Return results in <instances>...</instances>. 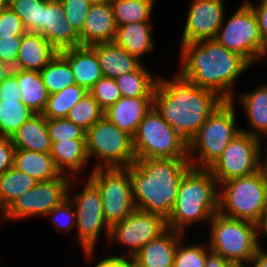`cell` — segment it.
Returning a JSON list of instances; mask_svg holds the SVG:
<instances>
[{
  "instance_id": "15",
  "label": "cell",
  "mask_w": 267,
  "mask_h": 267,
  "mask_svg": "<svg viewBox=\"0 0 267 267\" xmlns=\"http://www.w3.org/2000/svg\"><path fill=\"white\" fill-rule=\"evenodd\" d=\"M167 229L163 217L135 209L123 220L111 225L108 241L112 244L118 241V244L125 245L128 248L127 254L120 257L132 259L147 243L158 238Z\"/></svg>"
},
{
  "instance_id": "9",
  "label": "cell",
  "mask_w": 267,
  "mask_h": 267,
  "mask_svg": "<svg viewBox=\"0 0 267 267\" xmlns=\"http://www.w3.org/2000/svg\"><path fill=\"white\" fill-rule=\"evenodd\" d=\"M89 160L95 156L98 168H127L135 162L132 137L105 116L86 131Z\"/></svg>"
},
{
  "instance_id": "48",
  "label": "cell",
  "mask_w": 267,
  "mask_h": 267,
  "mask_svg": "<svg viewBox=\"0 0 267 267\" xmlns=\"http://www.w3.org/2000/svg\"><path fill=\"white\" fill-rule=\"evenodd\" d=\"M94 267H132V259L113 255L103 258Z\"/></svg>"
},
{
  "instance_id": "38",
  "label": "cell",
  "mask_w": 267,
  "mask_h": 267,
  "mask_svg": "<svg viewBox=\"0 0 267 267\" xmlns=\"http://www.w3.org/2000/svg\"><path fill=\"white\" fill-rule=\"evenodd\" d=\"M182 240L176 249L173 267H205L207 254L211 251L208 245H184Z\"/></svg>"
},
{
  "instance_id": "32",
  "label": "cell",
  "mask_w": 267,
  "mask_h": 267,
  "mask_svg": "<svg viewBox=\"0 0 267 267\" xmlns=\"http://www.w3.org/2000/svg\"><path fill=\"white\" fill-rule=\"evenodd\" d=\"M40 75L49 95L76 84L69 62L60 53L40 71Z\"/></svg>"
},
{
  "instance_id": "54",
  "label": "cell",
  "mask_w": 267,
  "mask_h": 267,
  "mask_svg": "<svg viewBox=\"0 0 267 267\" xmlns=\"http://www.w3.org/2000/svg\"><path fill=\"white\" fill-rule=\"evenodd\" d=\"M230 267H253L252 263L251 262H247L246 263H231L230 264Z\"/></svg>"
},
{
  "instance_id": "5",
  "label": "cell",
  "mask_w": 267,
  "mask_h": 267,
  "mask_svg": "<svg viewBox=\"0 0 267 267\" xmlns=\"http://www.w3.org/2000/svg\"><path fill=\"white\" fill-rule=\"evenodd\" d=\"M234 102L224 101L189 141L188 159L192 167L209 169L241 131L236 125Z\"/></svg>"
},
{
  "instance_id": "41",
  "label": "cell",
  "mask_w": 267,
  "mask_h": 267,
  "mask_svg": "<svg viewBox=\"0 0 267 267\" xmlns=\"http://www.w3.org/2000/svg\"><path fill=\"white\" fill-rule=\"evenodd\" d=\"M47 216L51 217L54 228L57 227L56 229L63 233L70 232L76 225V211L69 198L56 206Z\"/></svg>"
},
{
  "instance_id": "57",
  "label": "cell",
  "mask_w": 267,
  "mask_h": 267,
  "mask_svg": "<svg viewBox=\"0 0 267 267\" xmlns=\"http://www.w3.org/2000/svg\"><path fill=\"white\" fill-rule=\"evenodd\" d=\"M132 267H137L133 260H132Z\"/></svg>"
},
{
  "instance_id": "25",
  "label": "cell",
  "mask_w": 267,
  "mask_h": 267,
  "mask_svg": "<svg viewBox=\"0 0 267 267\" xmlns=\"http://www.w3.org/2000/svg\"><path fill=\"white\" fill-rule=\"evenodd\" d=\"M149 22H134L118 26L113 42L142 61L143 55L152 53L155 47L151 33L152 25Z\"/></svg>"
},
{
  "instance_id": "18",
  "label": "cell",
  "mask_w": 267,
  "mask_h": 267,
  "mask_svg": "<svg viewBox=\"0 0 267 267\" xmlns=\"http://www.w3.org/2000/svg\"><path fill=\"white\" fill-rule=\"evenodd\" d=\"M153 106L154 96L121 97L104 111V116L133 137L138 125Z\"/></svg>"
},
{
  "instance_id": "7",
  "label": "cell",
  "mask_w": 267,
  "mask_h": 267,
  "mask_svg": "<svg viewBox=\"0 0 267 267\" xmlns=\"http://www.w3.org/2000/svg\"><path fill=\"white\" fill-rule=\"evenodd\" d=\"M208 225L211 228L208 246L212 252L230 263H247L255 257L260 248L256 223L217 212Z\"/></svg>"
},
{
  "instance_id": "31",
  "label": "cell",
  "mask_w": 267,
  "mask_h": 267,
  "mask_svg": "<svg viewBox=\"0 0 267 267\" xmlns=\"http://www.w3.org/2000/svg\"><path fill=\"white\" fill-rule=\"evenodd\" d=\"M159 76L154 77L142 64L137 70L115 78L122 97L154 96Z\"/></svg>"
},
{
  "instance_id": "28",
  "label": "cell",
  "mask_w": 267,
  "mask_h": 267,
  "mask_svg": "<svg viewBox=\"0 0 267 267\" xmlns=\"http://www.w3.org/2000/svg\"><path fill=\"white\" fill-rule=\"evenodd\" d=\"M239 102L247 115L250 130L240 129L258 138L267 135V84L258 86L256 90L240 95Z\"/></svg>"
},
{
  "instance_id": "52",
  "label": "cell",
  "mask_w": 267,
  "mask_h": 267,
  "mask_svg": "<svg viewBox=\"0 0 267 267\" xmlns=\"http://www.w3.org/2000/svg\"><path fill=\"white\" fill-rule=\"evenodd\" d=\"M12 69L8 64L0 61V83L6 79V77L12 72Z\"/></svg>"
},
{
  "instance_id": "37",
  "label": "cell",
  "mask_w": 267,
  "mask_h": 267,
  "mask_svg": "<svg viewBox=\"0 0 267 267\" xmlns=\"http://www.w3.org/2000/svg\"><path fill=\"white\" fill-rule=\"evenodd\" d=\"M46 0H8L7 6L21 19L26 31L39 34L42 4Z\"/></svg>"
},
{
  "instance_id": "44",
  "label": "cell",
  "mask_w": 267,
  "mask_h": 267,
  "mask_svg": "<svg viewBox=\"0 0 267 267\" xmlns=\"http://www.w3.org/2000/svg\"><path fill=\"white\" fill-rule=\"evenodd\" d=\"M22 35L0 38V61L11 68L16 66Z\"/></svg>"
},
{
  "instance_id": "19",
  "label": "cell",
  "mask_w": 267,
  "mask_h": 267,
  "mask_svg": "<svg viewBox=\"0 0 267 267\" xmlns=\"http://www.w3.org/2000/svg\"><path fill=\"white\" fill-rule=\"evenodd\" d=\"M117 30L111 3L91 4L85 17L80 45L113 42Z\"/></svg>"
},
{
  "instance_id": "47",
  "label": "cell",
  "mask_w": 267,
  "mask_h": 267,
  "mask_svg": "<svg viewBox=\"0 0 267 267\" xmlns=\"http://www.w3.org/2000/svg\"><path fill=\"white\" fill-rule=\"evenodd\" d=\"M244 2L253 9L259 24L261 38L267 47V0H260V3L256 6L252 3V1L245 0ZM266 55L267 51L265 57Z\"/></svg>"
},
{
  "instance_id": "8",
  "label": "cell",
  "mask_w": 267,
  "mask_h": 267,
  "mask_svg": "<svg viewBox=\"0 0 267 267\" xmlns=\"http://www.w3.org/2000/svg\"><path fill=\"white\" fill-rule=\"evenodd\" d=\"M136 159L188 158V142L153 106L132 137Z\"/></svg>"
},
{
  "instance_id": "22",
  "label": "cell",
  "mask_w": 267,
  "mask_h": 267,
  "mask_svg": "<svg viewBox=\"0 0 267 267\" xmlns=\"http://www.w3.org/2000/svg\"><path fill=\"white\" fill-rule=\"evenodd\" d=\"M69 62L75 83L89 91L103 77L95 51L90 46H77L59 51Z\"/></svg>"
},
{
  "instance_id": "46",
  "label": "cell",
  "mask_w": 267,
  "mask_h": 267,
  "mask_svg": "<svg viewBox=\"0 0 267 267\" xmlns=\"http://www.w3.org/2000/svg\"><path fill=\"white\" fill-rule=\"evenodd\" d=\"M15 149L12 138L0 136V175L13 167Z\"/></svg>"
},
{
  "instance_id": "30",
  "label": "cell",
  "mask_w": 267,
  "mask_h": 267,
  "mask_svg": "<svg viewBox=\"0 0 267 267\" xmlns=\"http://www.w3.org/2000/svg\"><path fill=\"white\" fill-rule=\"evenodd\" d=\"M38 181L17 170L14 166L0 175V214L23 193L31 190Z\"/></svg>"
},
{
  "instance_id": "55",
  "label": "cell",
  "mask_w": 267,
  "mask_h": 267,
  "mask_svg": "<svg viewBox=\"0 0 267 267\" xmlns=\"http://www.w3.org/2000/svg\"><path fill=\"white\" fill-rule=\"evenodd\" d=\"M91 4L111 3L112 0H88Z\"/></svg>"
},
{
  "instance_id": "23",
  "label": "cell",
  "mask_w": 267,
  "mask_h": 267,
  "mask_svg": "<svg viewBox=\"0 0 267 267\" xmlns=\"http://www.w3.org/2000/svg\"><path fill=\"white\" fill-rule=\"evenodd\" d=\"M96 53L104 77L115 79L137 70L143 63L114 42L90 46Z\"/></svg>"
},
{
  "instance_id": "11",
  "label": "cell",
  "mask_w": 267,
  "mask_h": 267,
  "mask_svg": "<svg viewBox=\"0 0 267 267\" xmlns=\"http://www.w3.org/2000/svg\"><path fill=\"white\" fill-rule=\"evenodd\" d=\"M225 22L215 37L221 45L238 53L251 65L265 57L267 47L261 38L257 17L246 2Z\"/></svg>"
},
{
  "instance_id": "56",
  "label": "cell",
  "mask_w": 267,
  "mask_h": 267,
  "mask_svg": "<svg viewBox=\"0 0 267 267\" xmlns=\"http://www.w3.org/2000/svg\"><path fill=\"white\" fill-rule=\"evenodd\" d=\"M8 0H0V9L7 7Z\"/></svg>"
},
{
  "instance_id": "13",
  "label": "cell",
  "mask_w": 267,
  "mask_h": 267,
  "mask_svg": "<svg viewBox=\"0 0 267 267\" xmlns=\"http://www.w3.org/2000/svg\"><path fill=\"white\" fill-rule=\"evenodd\" d=\"M261 139L240 131L209 168L218 185L260 170Z\"/></svg>"
},
{
  "instance_id": "27",
  "label": "cell",
  "mask_w": 267,
  "mask_h": 267,
  "mask_svg": "<svg viewBox=\"0 0 267 267\" xmlns=\"http://www.w3.org/2000/svg\"><path fill=\"white\" fill-rule=\"evenodd\" d=\"M13 166L38 182L49 181L62 175L50 153L15 149Z\"/></svg>"
},
{
  "instance_id": "1",
  "label": "cell",
  "mask_w": 267,
  "mask_h": 267,
  "mask_svg": "<svg viewBox=\"0 0 267 267\" xmlns=\"http://www.w3.org/2000/svg\"><path fill=\"white\" fill-rule=\"evenodd\" d=\"M224 101L179 71L170 80L159 77L154 91V107L188 143Z\"/></svg>"
},
{
  "instance_id": "24",
  "label": "cell",
  "mask_w": 267,
  "mask_h": 267,
  "mask_svg": "<svg viewBox=\"0 0 267 267\" xmlns=\"http://www.w3.org/2000/svg\"><path fill=\"white\" fill-rule=\"evenodd\" d=\"M56 168L61 174L76 178L88 164L86 139H68L52 142L50 152Z\"/></svg>"
},
{
  "instance_id": "16",
  "label": "cell",
  "mask_w": 267,
  "mask_h": 267,
  "mask_svg": "<svg viewBox=\"0 0 267 267\" xmlns=\"http://www.w3.org/2000/svg\"><path fill=\"white\" fill-rule=\"evenodd\" d=\"M223 0H193L182 34V44L215 39L225 19Z\"/></svg>"
},
{
  "instance_id": "40",
  "label": "cell",
  "mask_w": 267,
  "mask_h": 267,
  "mask_svg": "<svg viewBox=\"0 0 267 267\" xmlns=\"http://www.w3.org/2000/svg\"><path fill=\"white\" fill-rule=\"evenodd\" d=\"M47 127L51 142L86 139V132L66 118L47 119Z\"/></svg>"
},
{
  "instance_id": "2",
  "label": "cell",
  "mask_w": 267,
  "mask_h": 267,
  "mask_svg": "<svg viewBox=\"0 0 267 267\" xmlns=\"http://www.w3.org/2000/svg\"><path fill=\"white\" fill-rule=\"evenodd\" d=\"M183 76L205 89L217 93L225 101L236 100L233 84L251 64L236 52L227 50L216 39L181 44Z\"/></svg>"
},
{
  "instance_id": "3",
  "label": "cell",
  "mask_w": 267,
  "mask_h": 267,
  "mask_svg": "<svg viewBox=\"0 0 267 267\" xmlns=\"http://www.w3.org/2000/svg\"><path fill=\"white\" fill-rule=\"evenodd\" d=\"M191 167L188 158L136 159L129 166L135 208L167 220L180 182Z\"/></svg>"
},
{
  "instance_id": "34",
  "label": "cell",
  "mask_w": 267,
  "mask_h": 267,
  "mask_svg": "<svg viewBox=\"0 0 267 267\" xmlns=\"http://www.w3.org/2000/svg\"><path fill=\"white\" fill-rule=\"evenodd\" d=\"M87 92L85 88L74 84L59 92L50 94L42 115L47 119L66 118L69 110L80 101Z\"/></svg>"
},
{
  "instance_id": "26",
  "label": "cell",
  "mask_w": 267,
  "mask_h": 267,
  "mask_svg": "<svg viewBox=\"0 0 267 267\" xmlns=\"http://www.w3.org/2000/svg\"><path fill=\"white\" fill-rule=\"evenodd\" d=\"M16 149L50 153L52 142L47 127V118L42 114H34L24 122L12 136Z\"/></svg>"
},
{
  "instance_id": "4",
  "label": "cell",
  "mask_w": 267,
  "mask_h": 267,
  "mask_svg": "<svg viewBox=\"0 0 267 267\" xmlns=\"http://www.w3.org/2000/svg\"><path fill=\"white\" fill-rule=\"evenodd\" d=\"M217 189L219 185L209 169L191 167L180 182L167 227L184 234L193 223L210 222L218 212Z\"/></svg>"
},
{
  "instance_id": "10",
  "label": "cell",
  "mask_w": 267,
  "mask_h": 267,
  "mask_svg": "<svg viewBox=\"0 0 267 267\" xmlns=\"http://www.w3.org/2000/svg\"><path fill=\"white\" fill-rule=\"evenodd\" d=\"M71 178L68 189V198L76 211L77 237L82 247L84 256L90 260L94 254L95 246L99 241L101 231L104 230L107 242L110 236L111 226L105 220L102 199L97 186L88 178L80 193L71 197ZM90 258V259H89Z\"/></svg>"
},
{
  "instance_id": "42",
  "label": "cell",
  "mask_w": 267,
  "mask_h": 267,
  "mask_svg": "<svg viewBox=\"0 0 267 267\" xmlns=\"http://www.w3.org/2000/svg\"><path fill=\"white\" fill-rule=\"evenodd\" d=\"M61 3L63 5L66 18L74 30L80 34L91 3L88 0H61Z\"/></svg>"
},
{
  "instance_id": "21",
  "label": "cell",
  "mask_w": 267,
  "mask_h": 267,
  "mask_svg": "<svg viewBox=\"0 0 267 267\" xmlns=\"http://www.w3.org/2000/svg\"><path fill=\"white\" fill-rule=\"evenodd\" d=\"M58 53L41 34L26 31L22 35L16 66L13 69L40 72Z\"/></svg>"
},
{
  "instance_id": "49",
  "label": "cell",
  "mask_w": 267,
  "mask_h": 267,
  "mask_svg": "<svg viewBox=\"0 0 267 267\" xmlns=\"http://www.w3.org/2000/svg\"><path fill=\"white\" fill-rule=\"evenodd\" d=\"M230 262L224 259L221 255L210 251L207 254L205 267H230Z\"/></svg>"
},
{
  "instance_id": "39",
  "label": "cell",
  "mask_w": 267,
  "mask_h": 267,
  "mask_svg": "<svg viewBox=\"0 0 267 267\" xmlns=\"http://www.w3.org/2000/svg\"><path fill=\"white\" fill-rule=\"evenodd\" d=\"M88 92L96 99L103 111H106L122 97L115 79L104 76Z\"/></svg>"
},
{
  "instance_id": "35",
  "label": "cell",
  "mask_w": 267,
  "mask_h": 267,
  "mask_svg": "<svg viewBox=\"0 0 267 267\" xmlns=\"http://www.w3.org/2000/svg\"><path fill=\"white\" fill-rule=\"evenodd\" d=\"M34 114L22 101L0 100V136L12 138Z\"/></svg>"
},
{
  "instance_id": "50",
  "label": "cell",
  "mask_w": 267,
  "mask_h": 267,
  "mask_svg": "<svg viewBox=\"0 0 267 267\" xmlns=\"http://www.w3.org/2000/svg\"><path fill=\"white\" fill-rule=\"evenodd\" d=\"M262 246L257 251L255 257L251 260L253 267H267V252Z\"/></svg>"
},
{
  "instance_id": "33",
  "label": "cell",
  "mask_w": 267,
  "mask_h": 267,
  "mask_svg": "<svg viewBox=\"0 0 267 267\" xmlns=\"http://www.w3.org/2000/svg\"><path fill=\"white\" fill-rule=\"evenodd\" d=\"M156 0H112L117 27L150 20Z\"/></svg>"
},
{
  "instance_id": "14",
  "label": "cell",
  "mask_w": 267,
  "mask_h": 267,
  "mask_svg": "<svg viewBox=\"0 0 267 267\" xmlns=\"http://www.w3.org/2000/svg\"><path fill=\"white\" fill-rule=\"evenodd\" d=\"M71 177L62 174L59 178L38 182L23 193L0 214L2 221L19 220L31 216L47 215L68 198Z\"/></svg>"
},
{
  "instance_id": "51",
  "label": "cell",
  "mask_w": 267,
  "mask_h": 267,
  "mask_svg": "<svg viewBox=\"0 0 267 267\" xmlns=\"http://www.w3.org/2000/svg\"><path fill=\"white\" fill-rule=\"evenodd\" d=\"M257 225V238H258V243L259 246L261 247V243H260V237H259V233H263L261 236H267V209L261 214V217L259 219V221L256 223ZM262 229V230H261ZM263 231V232H262Z\"/></svg>"
},
{
  "instance_id": "6",
  "label": "cell",
  "mask_w": 267,
  "mask_h": 267,
  "mask_svg": "<svg viewBox=\"0 0 267 267\" xmlns=\"http://www.w3.org/2000/svg\"><path fill=\"white\" fill-rule=\"evenodd\" d=\"M218 212L257 223L267 209V178L261 170L219 184Z\"/></svg>"
},
{
  "instance_id": "36",
  "label": "cell",
  "mask_w": 267,
  "mask_h": 267,
  "mask_svg": "<svg viewBox=\"0 0 267 267\" xmlns=\"http://www.w3.org/2000/svg\"><path fill=\"white\" fill-rule=\"evenodd\" d=\"M104 116L96 99L87 92L68 112L66 119L72 121L85 132Z\"/></svg>"
},
{
  "instance_id": "20",
  "label": "cell",
  "mask_w": 267,
  "mask_h": 267,
  "mask_svg": "<svg viewBox=\"0 0 267 267\" xmlns=\"http://www.w3.org/2000/svg\"><path fill=\"white\" fill-rule=\"evenodd\" d=\"M183 235L168 228L139 250L132 260L137 267H173L176 249Z\"/></svg>"
},
{
  "instance_id": "12",
  "label": "cell",
  "mask_w": 267,
  "mask_h": 267,
  "mask_svg": "<svg viewBox=\"0 0 267 267\" xmlns=\"http://www.w3.org/2000/svg\"><path fill=\"white\" fill-rule=\"evenodd\" d=\"M89 179L99 189L104 217L110 226L136 209L129 167L93 169Z\"/></svg>"
},
{
  "instance_id": "43",
  "label": "cell",
  "mask_w": 267,
  "mask_h": 267,
  "mask_svg": "<svg viewBox=\"0 0 267 267\" xmlns=\"http://www.w3.org/2000/svg\"><path fill=\"white\" fill-rule=\"evenodd\" d=\"M26 32L20 17L8 6L0 9V38L23 35Z\"/></svg>"
},
{
  "instance_id": "45",
  "label": "cell",
  "mask_w": 267,
  "mask_h": 267,
  "mask_svg": "<svg viewBox=\"0 0 267 267\" xmlns=\"http://www.w3.org/2000/svg\"><path fill=\"white\" fill-rule=\"evenodd\" d=\"M0 100L21 101L16 69H12V72L0 83Z\"/></svg>"
},
{
  "instance_id": "53",
  "label": "cell",
  "mask_w": 267,
  "mask_h": 267,
  "mask_svg": "<svg viewBox=\"0 0 267 267\" xmlns=\"http://www.w3.org/2000/svg\"><path fill=\"white\" fill-rule=\"evenodd\" d=\"M266 138H267V135H266ZM265 153L266 154L262 153V149H260V170L267 178V147H266ZM262 154L265 155L264 158L262 157Z\"/></svg>"
},
{
  "instance_id": "29",
  "label": "cell",
  "mask_w": 267,
  "mask_h": 267,
  "mask_svg": "<svg viewBox=\"0 0 267 267\" xmlns=\"http://www.w3.org/2000/svg\"><path fill=\"white\" fill-rule=\"evenodd\" d=\"M20 86L21 101L35 114H42L46 108L49 93L38 71L16 69Z\"/></svg>"
},
{
  "instance_id": "17",
  "label": "cell",
  "mask_w": 267,
  "mask_h": 267,
  "mask_svg": "<svg viewBox=\"0 0 267 267\" xmlns=\"http://www.w3.org/2000/svg\"><path fill=\"white\" fill-rule=\"evenodd\" d=\"M39 34L58 51L80 46V36L74 30L59 0H46L42 4Z\"/></svg>"
}]
</instances>
